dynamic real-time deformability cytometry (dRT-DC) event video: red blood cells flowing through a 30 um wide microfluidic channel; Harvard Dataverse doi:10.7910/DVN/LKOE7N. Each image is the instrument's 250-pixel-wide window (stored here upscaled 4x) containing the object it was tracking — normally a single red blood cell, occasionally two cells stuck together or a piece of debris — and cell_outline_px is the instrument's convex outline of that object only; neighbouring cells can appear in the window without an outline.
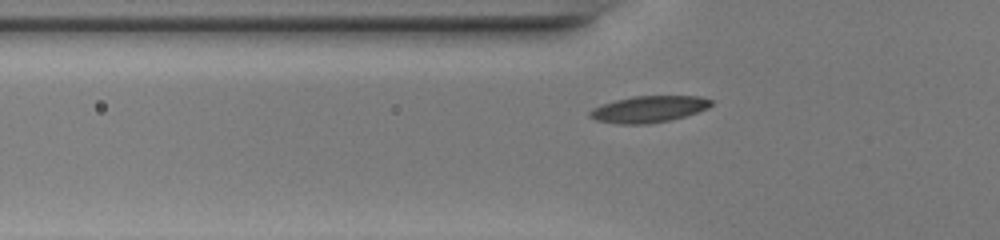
{"species": "common noctule bat (a hibernating species)", "species_latin": "Nyctalus noctula", "temperature_condition": "warm", "stored_images_in_passage": 39, "camera_frame_rate_fps": 3000, "um_per_image_px": 0.085, "animal": {"sex": "female", "body_mass_g": 20.0, "forearm_length_mm": 54.0}, "frame": {"image": 1, "passage_image": 10, "time_ms": 3.0, "image_size_px": [1000, 240], "cell_outline_px": [[712, 104], [708, 108], [684, 116], [668, 120], [648, 124], [616, 124], [596, 120], [588, 116], [588, 112], [592, 108], [616, 100], [632, 96], [700, 96], [712, 100]], "centroid_in_image_um": [55.11, 9.28], "position_along_channel_um": 70.7, "area_um2": 18.67}}
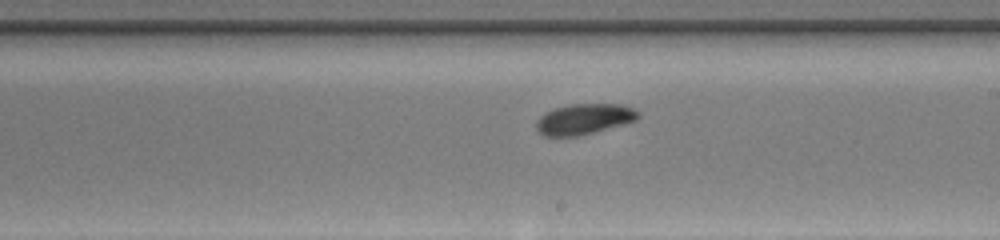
{"frame": {"image": 2, "passage_image": 22, "time_ms": 7.0, "image_size_px": [1000, 240], "cell_outline_px": [[640, 116], [636, 120], [624, 124], [576, 136], [544, 136], [536, 128], [536, 120], [544, 112], [556, 108], [572, 104], [620, 104], [632, 108], [640, 112]], "centroid_in_image_um": [49.64, 10.11], "position_along_channel_um": 239.4, "area_um2": 18.03}}
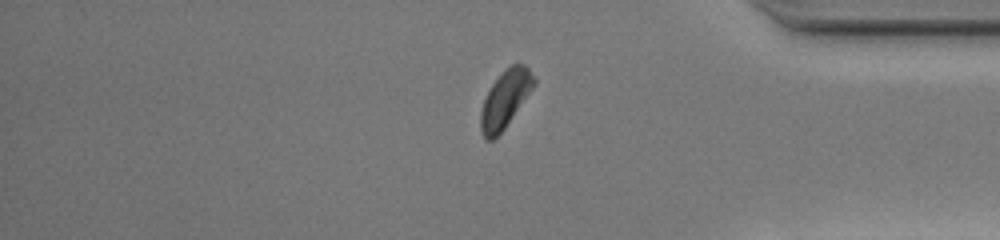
{"frame": {"image": 3, "passage_image": 34, "time_ms": 11.0, "image_size_px": [1000, 240], "cell_outline_px": [[536, 84], [504, 128], [492, 140], [484, 140], [480, 132], [480, 112], [484, 100], [492, 84], [504, 68], [512, 64], [524, 64], [528, 68], [536, 80]], "centroid_in_image_um": [42.92, 8.42], "position_along_channel_um": 392.3, "area_um2": 17.63}}